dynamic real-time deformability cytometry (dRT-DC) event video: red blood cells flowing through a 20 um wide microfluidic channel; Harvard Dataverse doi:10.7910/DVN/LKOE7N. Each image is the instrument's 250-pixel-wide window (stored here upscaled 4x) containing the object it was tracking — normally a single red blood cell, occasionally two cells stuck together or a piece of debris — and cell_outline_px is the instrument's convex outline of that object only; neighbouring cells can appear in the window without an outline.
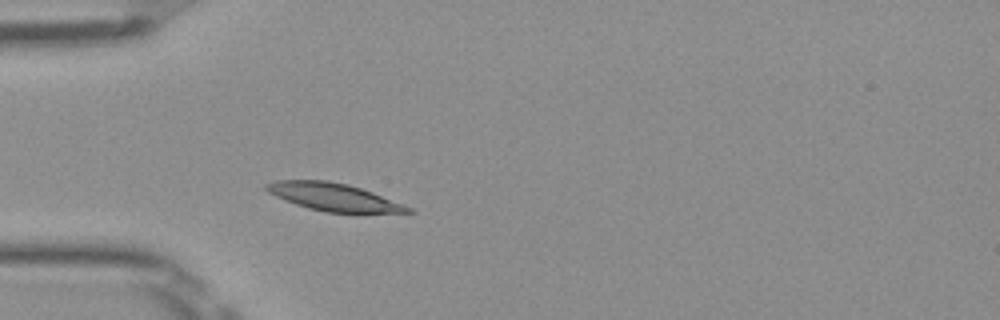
{"species": "Egyptian fruit bat (a non-hibernating species)", "species_latin": "Rousettus aegyptiacus", "temperature_condition": "room temperature", "stored_images_in_passage": 44, "camera_frame_rate_fps": 3000, "um_per_image_px": 0.085, "frame": {"image": 1, "passage_image": 8, "time_ms": 2.333, "image_size_px": [1000, 320], "cell_outline_px": [[416, 212], [324, 212], [308, 208], [284, 200], [268, 192], [264, 188], [264, 184], [272, 180], [328, 180], [348, 184], [372, 192], [404, 204], [412, 208]], "centroid_in_image_um": [28.3, 16.73], "position_along_channel_um": 56.7, "area_um2": 22.72}}
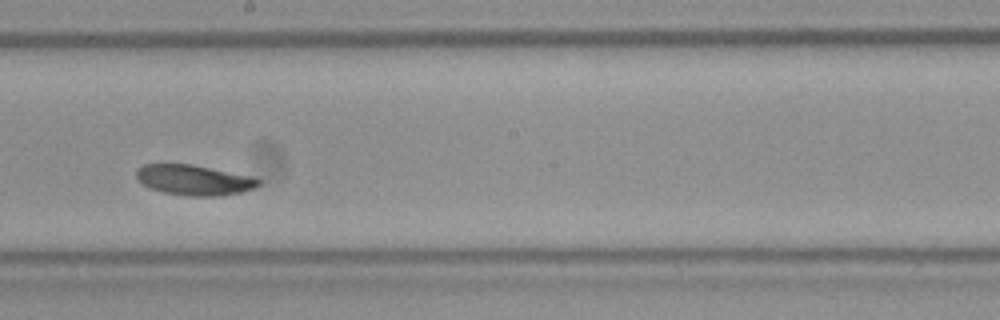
{"frame": {"image": 2, "passage_image": 22, "time_ms": 7.0, "image_size_px": [1000, 320], "cell_outline_px": [[260, 184], [256, 188], [240, 192], [220, 196], [192, 196], [164, 192], [152, 188], [144, 184], [136, 176], [136, 168], [144, 164], [192, 164], [252, 176], [260, 180]], "centroid_in_image_um": [16.52, 15.29], "position_along_channel_um": 231.7, "area_um2": 21.44}}
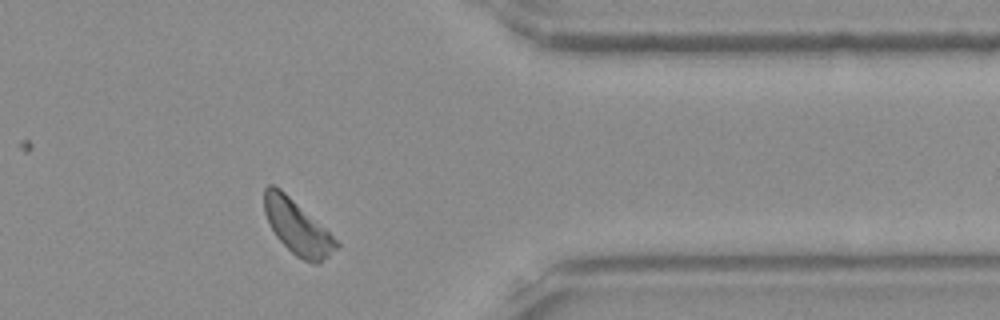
{"frame": {"image": 3, "passage_image": 35, "time_ms": 11.333, "image_size_px": [1000, 320], "cell_outline_px": [[340, 244], [320, 264], [316, 264], [304, 260], [296, 256], [276, 236], [264, 212], [264, 188], [268, 184], [272, 184], [280, 188], [324, 228]], "centroid_in_image_um": [25.24, 19.31], "position_along_channel_um": 386.2, "area_um2": 22.08}, "authors_computed_cell_mechanics": {"area_um2": 22.2819, "velocity_mm_per_s": 3.9032, "shape_relaxation_time_tau1_ms": 2.659, "shape_relaxation_time_tau2_ms": null, "deformation_change_tau1": 0.0914, "deformation_change_tau2": null}}